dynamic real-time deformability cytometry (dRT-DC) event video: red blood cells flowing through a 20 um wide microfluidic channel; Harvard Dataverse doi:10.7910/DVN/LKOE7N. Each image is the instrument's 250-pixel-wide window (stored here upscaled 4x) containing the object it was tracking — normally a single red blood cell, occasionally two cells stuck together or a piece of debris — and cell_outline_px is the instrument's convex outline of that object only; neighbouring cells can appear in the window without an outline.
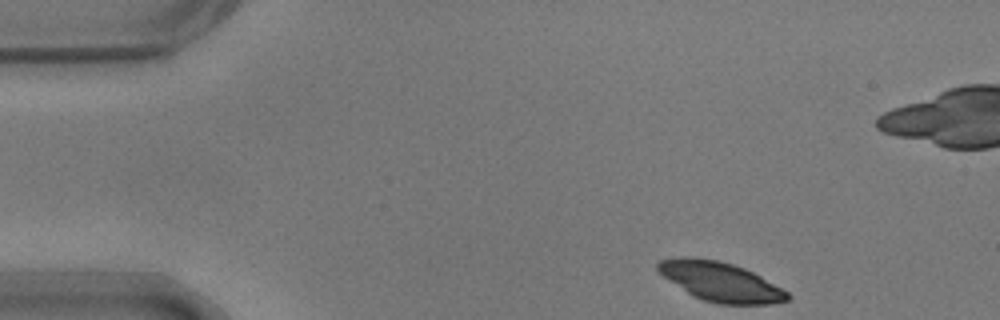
{"species": "common noctule bat (a hibernating species)", "species_latin": "Nyctalus noctula", "temperature_condition": "warm", "stored_images_in_passage": 9, "camera_frame_rate_fps": 3000, "um_per_image_px": 0.085, "animal": {"sex": "male", "body_mass_g": 17.9}, "frame": {"image": 1, "passage_image": 1, "time_ms": 0.0, "image_size_px": [1000, 320], "cell_outline_px": [[792, 296], [788, 300], [772, 304], [716, 304], [692, 296], [664, 276], [656, 268], [656, 264], [660, 260], [680, 256], [688, 256], [716, 260], [732, 264], [744, 268], [760, 276], [788, 292]], "centroid_in_image_um": [61.23, 23.94], "position_along_channel_um": 23.8, "area_um2": 29.54}}